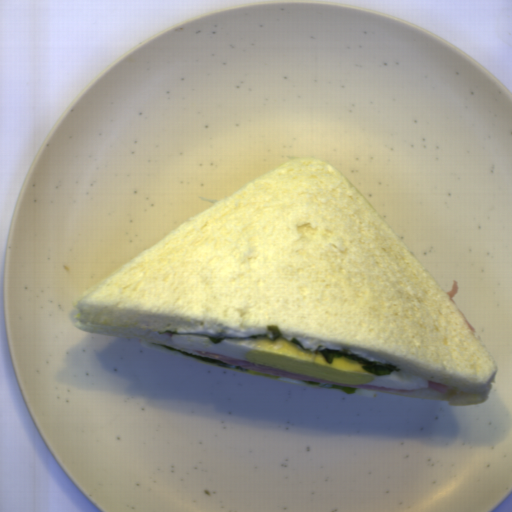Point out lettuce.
Instances as JSON below:
<instances>
[{
    "mask_svg": "<svg viewBox=\"0 0 512 512\" xmlns=\"http://www.w3.org/2000/svg\"><path fill=\"white\" fill-rule=\"evenodd\" d=\"M158 345H160V346H162V347H164V348H166L168 350H172V351L178 352L180 354H183V355L195 358V359H199V360H202V361H205V362L217 365L219 367H224V368H228V369H232V370H237V371H241V372H245V373H249V374H253V375H257V376H261V377H270V378H278V379L281 377V376H274V375L266 374V373H263V372H259V371H255V370H251V369H247V368H243V367H240V366H237V365H234V364H227V363H224V362L220 361L219 359H211V358H208V357H206L204 355H197V354L190 353V352H187V351H184V350L172 347V346H168V345H165V344H158Z\"/></svg>",
    "mask_w": 512,
    "mask_h": 512,
    "instance_id": "obj_2",
    "label": "lettuce"
},
{
    "mask_svg": "<svg viewBox=\"0 0 512 512\" xmlns=\"http://www.w3.org/2000/svg\"><path fill=\"white\" fill-rule=\"evenodd\" d=\"M209 338V337H207ZM214 344H218L220 343L222 340L226 339V338H209Z\"/></svg>",
    "mask_w": 512,
    "mask_h": 512,
    "instance_id": "obj_4",
    "label": "lettuce"
},
{
    "mask_svg": "<svg viewBox=\"0 0 512 512\" xmlns=\"http://www.w3.org/2000/svg\"><path fill=\"white\" fill-rule=\"evenodd\" d=\"M304 383H307L309 385H312V386H315V387H323V388H332V389H340L342 390L343 392H345L346 394H355L356 390L358 387H347V386H336V385H326V384H321V383H316V382H311V381H302Z\"/></svg>",
    "mask_w": 512,
    "mask_h": 512,
    "instance_id": "obj_3",
    "label": "lettuce"
},
{
    "mask_svg": "<svg viewBox=\"0 0 512 512\" xmlns=\"http://www.w3.org/2000/svg\"><path fill=\"white\" fill-rule=\"evenodd\" d=\"M318 352H321L324 355V357L327 359L329 364H332L334 358L344 357L347 359H354V360L362 363L363 370H365L366 372H369L371 374H374L376 376L389 375L393 371L399 372L401 370V369H397L396 366H393V364H391V363L385 364V365H378L377 361L369 362L365 358L355 355L348 350L338 351V350L324 349V350H321Z\"/></svg>",
    "mask_w": 512,
    "mask_h": 512,
    "instance_id": "obj_1",
    "label": "lettuce"
}]
</instances>
